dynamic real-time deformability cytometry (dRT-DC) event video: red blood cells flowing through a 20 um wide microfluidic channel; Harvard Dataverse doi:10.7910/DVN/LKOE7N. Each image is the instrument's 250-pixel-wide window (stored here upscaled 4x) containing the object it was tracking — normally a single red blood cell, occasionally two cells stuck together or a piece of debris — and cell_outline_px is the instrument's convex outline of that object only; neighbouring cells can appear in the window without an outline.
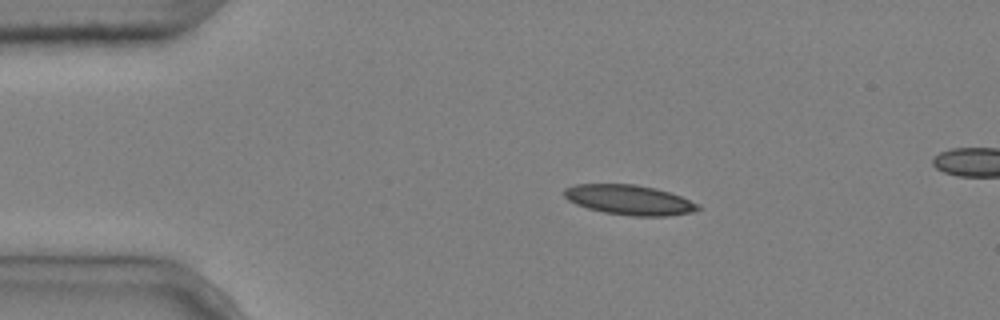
{"species": "common noctule bat (a hibernating species)", "species_latin": "Nyctalus noctula", "temperature_condition": "cold", "stored_images_in_passage": 6, "camera_frame_rate_fps": 3000, "um_per_image_px": 0.085, "animal": {"sex": "male", "body_mass_g": 20.4}, "frame": {"image": 1, "passage_image": 1, "time_ms": 0.0, "image_size_px": [1000, 320], "cell_outline_px": [[700, 208], [696, 212], [668, 216], [632, 216], [604, 212], [588, 208], [576, 204], [568, 200], [564, 196], [564, 188], [576, 184], [636, 184], [656, 188], [680, 196], [700, 204]], "centroid_in_image_um": [53.52, 16.99], "position_along_channel_um": 31.5, "area_um2": 23.41}}